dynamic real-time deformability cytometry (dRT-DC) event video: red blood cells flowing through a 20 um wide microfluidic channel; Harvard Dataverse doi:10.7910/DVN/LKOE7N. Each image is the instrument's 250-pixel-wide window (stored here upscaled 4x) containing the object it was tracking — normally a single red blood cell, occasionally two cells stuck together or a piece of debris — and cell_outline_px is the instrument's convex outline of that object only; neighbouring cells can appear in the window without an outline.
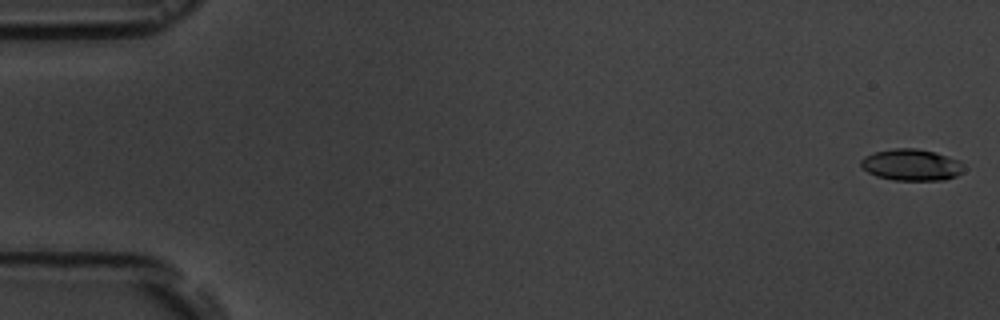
{"species": "common noctule bat (a hibernating species)", "species_latin": "Nyctalus noctula", "temperature_condition": "room temperature", "stored_images_in_passage": 4, "camera_frame_rate_fps": 3000, "um_per_image_px": 0.085, "animal": {"sex": "male", "body_mass_g": 19.5, "forearm_length_mm": 54.6}, "frame": {"image": 1, "passage_image": 1, "time_ms": 0.0, "image_size_px": [1000, 320], "cell_outline_px": [[964, 172], [956, 176], [944, 180], [892, 180], [876, 176], [868, 172], [860, 164], [860, 160], [864, 156], [872, 152], [892, 148], [916, 148], [936, 152], [960, 160], [964, 168]], "centroid_in_image_um": [77.47, 14.0], "position_along_channel_um": 7.5, "area_um2": 19.19}}
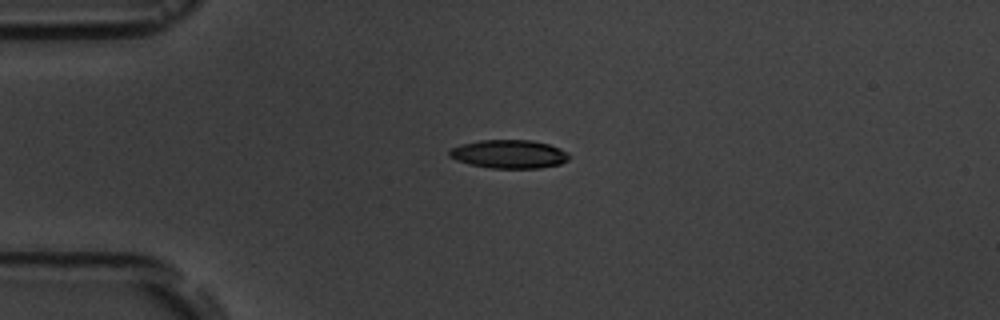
{"frame": {"image": 2, "passage_image": 4, "time_ms": 4.333, "image_size_px": [1000, 320], "cell_outline_px": [[568, 160], [560, 164], [540, 168], [492, 168], [468, 164], [456, 160], [448, 156], [448, 152], [452, 148], [460, 144], [480, 140], [532, 140], [548, 144], [560, 148], [568, 152]], "centroid_in_image_um": [43.25, 13.09], "position_along_channel_um": 41.7, "area_um2": 19.94}}